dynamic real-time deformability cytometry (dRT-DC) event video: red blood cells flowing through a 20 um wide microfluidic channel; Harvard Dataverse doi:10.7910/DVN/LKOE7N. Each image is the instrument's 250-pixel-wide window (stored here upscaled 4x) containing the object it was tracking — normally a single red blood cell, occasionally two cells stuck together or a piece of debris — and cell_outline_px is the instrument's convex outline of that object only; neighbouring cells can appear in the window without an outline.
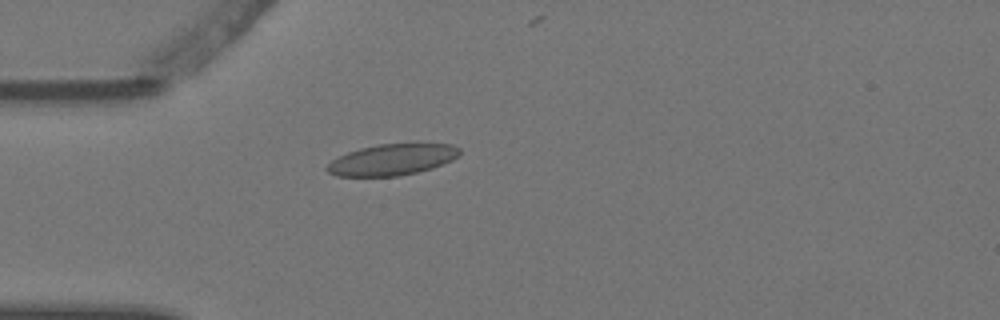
{"species": "Egyptian fruit bat (a non-hibernating species)", "species_latin": "Rousettus aegyptiacus", "temperature_condition": "warm", "stored_images_in_passage": 4, "camera_frame_rate_fps": 3000, "um_per_image_px": 0.085, "animal": {"sex": "female"}, "frame": {"image": 1, "passage_image": 4, "time_ms": 1.0, "image_size_px": [1000, 320], "cell_outline_px": [[460, 156], [452, 160], [432, 168], [400, 176], [336, 176], [328, 172], [324, 168], [332, 160], [348, 152], [360, 148], [380, 144], [416, 140], [452, 144], [460, 148]], "centroid_in_image_um": [33.42, 13.51], "position_along_channel_um": 51.6, "area_um2": 25.03}}